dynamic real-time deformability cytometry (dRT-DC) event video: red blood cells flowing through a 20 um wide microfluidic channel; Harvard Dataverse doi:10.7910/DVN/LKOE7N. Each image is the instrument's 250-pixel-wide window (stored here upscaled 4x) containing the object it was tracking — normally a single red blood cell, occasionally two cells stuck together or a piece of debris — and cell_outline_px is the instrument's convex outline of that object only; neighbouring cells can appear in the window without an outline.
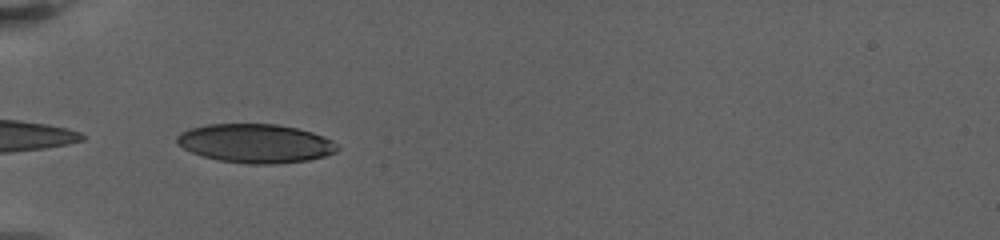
{"species": "human", "species_latin": "Homo sapiens", "temperature_condition": "warm", "stored_images_in_passage": 20, "camera_frame_rate_fps": 3000, "um_per_image_px": 0.085, "donor": {"sex": "female"}, "frame": {"image": 1, "passage_image": 1, "time_ms": 0.0, "image_size_px": [1000, 240], "cell_outline_px": [[340, 148], [336, 152], [328, 156], [308, 160], [276, 164], [248, 164], [220, 160], [204, 156], [192, 152], [176, 144], [176, 136], [180, 132], [192, 128], [208, 124], [276, 124], [296, 128], [312, 132], [324, 136], [332, 140]], "centroid_in_image_um": [21.75, 12.19], "position_along_channel_um": 63.3, "area_um2": 36.41}}
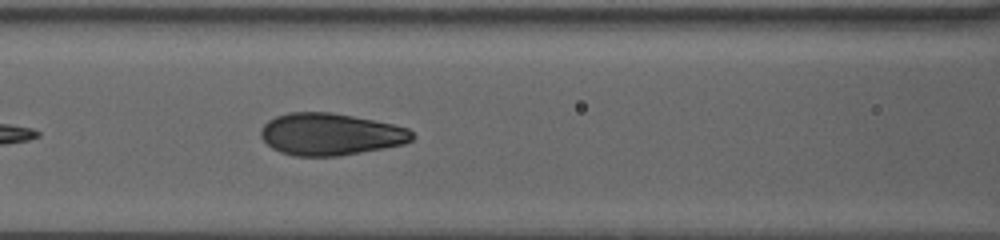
{"frame": {"image": 2, "passage_image": 12, "time_ms": 2.667, "image_size_px": [1000, 240], "cell_outline_px": [[416, 136], [412, 140], [404, 144], [384, 148], [336, 156], [296, 156], [280, 152], [272, 148], [260, 136], [260, 132], [264, 124], [268, 120], [276, 116], [288, 112], [332, 112], [392, 124], [408, 128]], "centroid_in_image_um": [28.08, 11.41], "position_along_channel_um": 138.5, "area_um2": 36.99}}
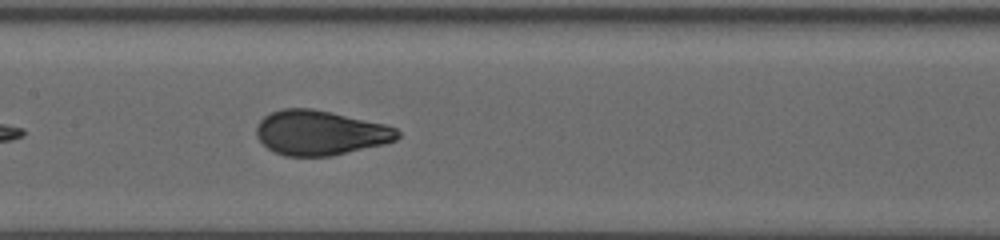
{"frame": {"image": 3, "passage_image": 18, "time_ms": 4.0, "image_size_px": [1000, 240], "cell_outline_px": [[400, 136], [396, 140], [384, 144], [332, 156], [284, 156], [272, 152], [256, 136], [256, 128], [260, 120], [264, 116], [272, 112], [284, 108], [312, 108], [384, 124], [396, 128], [400, 132]], "centroid_in_image_um": [27.2, 11.29], "position_along_channel_um": 180.2, "area_um2": 36.76}}